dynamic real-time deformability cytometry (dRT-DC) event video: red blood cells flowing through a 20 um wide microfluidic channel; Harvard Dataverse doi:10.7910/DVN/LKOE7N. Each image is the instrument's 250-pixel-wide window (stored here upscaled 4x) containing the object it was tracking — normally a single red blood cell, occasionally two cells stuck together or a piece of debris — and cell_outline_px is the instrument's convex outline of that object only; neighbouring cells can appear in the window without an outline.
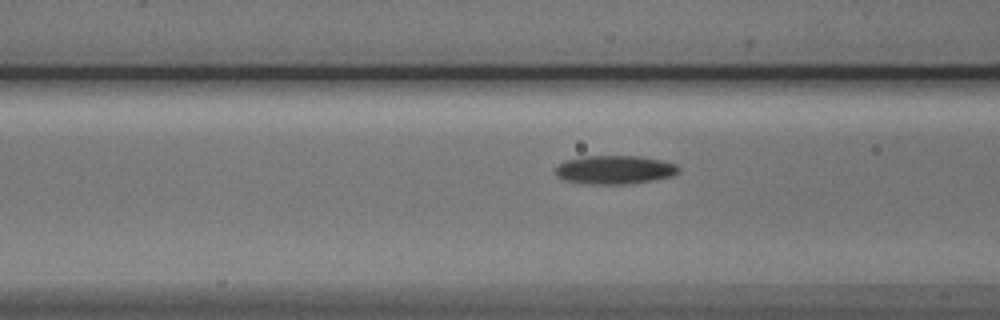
{"species": "Egyptian fruit bat (a non-hibernating species)", "species_latin": "Rousettus aegyptiacus", "temperature_condition": "cold", "stored_images_in_passage": 20, "camera_frame_rate_fps": 3000, "um_per_image_px": 0.085, "animal": {"sex": "male"}, "frame": {"image": 1, "passage_image": 18, "time_ms": 5.667, "image_size_px": [1000, 320], "cell_outline_px": [[680, 172], [668, 176], [652, 180], [624, 184], [588, 184], [564, 180], [556, 176], [556, 168], [564, 160], [584, 156], [640, 156], [660, 160], [676, 164], [680, 168]], "centroid_in_image_um": [52.22, 14.42], "position_along_channel_um": 114.4, "area_um2": 20.4}}